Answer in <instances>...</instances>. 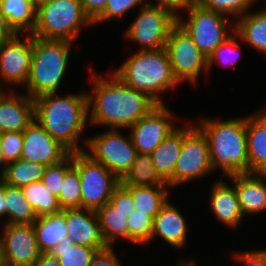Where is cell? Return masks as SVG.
Returning <instances> with one entry per match:
<instances>
[{
	"label": "cell",
	"instance_id": "obj_1",
	"mask_svg": "<svg viewBox=\"0 0 266 266\" xmlns=\"http://www.w3.org/2000/svg\"><path fill=\"white\" fill-rule=\"evenodd\" d=\"M88 94L89 123L111 129L129 128L158 104L147 94L130 88L113 72L110 78L92 76Z\"/></svg>",
	"mask_w": 266,
	"mask_h": 266
},
{
	"label": "cell",
	"instance_id": "obj_2",
	"mask_svg": "<svg viewBox=\"0 0 266 266\" xmlns=\"http://www.w3.org/2000/svg\"><path fill=\"white\" fill-rule=\"evenodd\" d=\"M56 95L48 93L34 99V120L70 153L84 151L78 141L89 121L88 94Z\"/></svg>",
	"mask_w": 266,
	"mask_h": 266
},
{
	"label": "cell",
	"instance_id": "obj_3",
	"mask_svg": "<svg viewBox=\"0 0 266 266\" xmlns=\"http://www.w3.org/2000/svg\"><path fill=\"white\" fill-rule=\"evenodd\" d=\"M199 120L195 125L208 140L213 169H222L227 177L248 173L246 117Z\"/></svg>",
	"mask_w": 266,
	"mask_h": 266
},
{
	"label": "cell",
	"instance_id": "obj_4",
	"mask_svg": "<svg viewBox=\"0 0 266 266\" xmlns=\"http://www.w3.org/2000/svg\"><path fill=\"white\" fill-rule=\"evenodd\" d=\"M113 73L127 86L147 94L157 104H165L160 100L161 93L180 84L173 74L165 48L139 50L128 57Z\"/></svg>",
	"mask_w": 266,
	"mask_h": 266
},
{
	"label": "cell",
	"instance_id": "obj_5",
	"mask_svg": "<svg viewBox=\"0 0 266 266\" xmlns=\"http://www.w3.org/2000/svg\"><path fill=\"white\" fill-rule=\"evenodd\" d=\"M72 42L33 36L32 58L26 93L35 99L57 93L65 76Z\"/></svg>",
	"mask_w": 266,
	"mask_h": 266
},
{
	"label": "cell",
	"instance_id": "obj_6",
	"mask_svg": "<svg viewBox=\"0 0 266 266\" xmlns=\"http://www.w3.org/2000/svg\"><path fill=\"white\" fill-rule=\"evenodd\" d=\"M84 25L94 26L80 0H48L37 7L36 24L31 35L74 43Z\"/></svg>",
	"mask_w": 266,
	"mask_h": 266
},
{
	"label": "cell",
	"instance_id": "obj_7",
	"mask_svg": "<svg viewBox=\"0 0 266 266\" xmlns=\"http://www.w3.org/2000/svg\"><path fill=\"white\" fill-rule=\"evenodd\" d=\"M189 17L185 21L178 14L177 23L188 33L201 53L208 59L212 52L234 32L229 17L200 6L194 0L184 9Z\"/></svg>",
	"mask_w": 266,
	"mask_h": 266
},
{
	"label": "cell",
	"instance_id": "obj_8",
	"mask_svg": "<svg viewBox=\"0 0 266 266\" xmlns=\"http://www.w3.org/2000/svg\"><path fill=\"white\" fill-rule=\"evenodd\" d=\"M129 25L125 37L139 43L138 51L165 48L171 29L177 24V14L159 5L146 4Z\"/></svg>",
	"mask_w": 266,
	"mask_h": 266
},
{
	"label": "cell",
	"instance_id": "obj_9",
	"mask_svg": "<svg viewBox=\"0 0 266 266\" xmlns=\"http://www.w3.org/2000/svg\"><path fill=\"white\" fill-rule=\"evenodd\" d=\"M73 165L80 176L81 208L96 211L109 202L120 180L85 151L73 152Z\"/></svg>",
	"mask_w": 266,
	"mask_h": 266
},
{
	"label": "cell",
	"instance_id": "obj_10",
	"mask_svg": "<svg viewBox=\"0 0 266 266\" xmlns=\"http://www.w3.org/2000/svg\"><path fill=\"white\" fill-rule=\"evenodd\" d=\"M84 150L93 160L102 163L119 180L130 169L137 155L131 137L123 135L119 129H109L85 140Z\"/></svg>",
	"mask_w": 266,
	"mask_h": 266
},
{
	"label": "cell",
	"instance_id": "obj_11",
	"mask_svg": "<svg viewBox=\"0 0 266 266\" xmlns=\"http://www.w3.org/2000/svg\"><path fill=\"white\" fill-rule=\"evenodd\" d=\"M213 170L205 134L197 125L184 126L182 151L174 168V186L200 179Z\"/></svg>",
	"mask_w": 266,
	"mask_h": 266
},
{
	"label": "cell",
	"instance_id": "obj_12",
	"mask_svg": "<svg viewBox=\"0 0 266 266\" xmlns=\"http://www.w3.org/2000/svg\"><path fill=\"white\" fill-rule=\"evenodd\" d=\"M165 49L173 74L179 83L188 81L195 84L200 71H208L207 58L178 23L171 29Z\"/></svg>",
	"mask_w": 266,
	"mask_h": 266
},
{
	"label": "cell",
	"instance_id": "obj_13",
	"mask_svg": "<svg viewBox=\"0 0 266 266\" xmlns=\"http://www.w3.org/2000/svg\"><path fill=\"white\" fill-rule=\"evenodd\" d=\"M166 104H158L148 114L129 127L137 153L151 154L177 126L174 114Z\"/></svg>",
	"mask_w": 266,
	"mask_h": 266
},
{
	"label": "cell",
	"instance_id": "obj_14",
	"mask_svg": "<svg viewBox=\"0 0 266 266\" xmlns=\"http://www.w3.org/2000/svg\"><path fill=\"white\" fill-rule=\"evenodd\" d=\"M1 266H33L40 251L33 224H4Z\"/></svg>",
	"mask_w": 266,
	"mask_h": 266
},
{
	"label": "cell",
	"instance_id": "obj_15",
	"mask_svg": "<svg viewBox=\"0 0 266 266\" xmlns=\"http://www.w3.org/2000/svg\"><path fill=\"white\" fill-rule=\"evenodd\" d=\"M16 34L0 47V79L4 84L26 85L31 67L33 35Z\"/></svg>",
	"mask_w": 266,
	"mask_h": 266
},
{
	"label": "cell",
	"instance_id": "obj_16",
	"mask_svg": "<svg viewBox=\"0 0 266 266\" xmlns=\"http://www.w3.org/2000/svg\"><path fill=\"white\" fill-rule=\"evenodd\" d=\"M24 144L21 158L46 166L60 163L70 152L52 138L45 129L33 120L23 131Z\"/></svg>",
	"mask_w": 266,
	"mask_h": 266
},
{
	"label": "cell",
	"instance_id": "obj_17",
	"mask_svg": "<svg viewBox=\"0 0 266 266\" xmlns=\"http://www.w3.org/2000/svg\"><path fill=\"white\" fill-rule=\"evenodd\" d=\"M8 92L0 90V134L23 132L35 119L34 99L14 89Z\"/></svg>",
	"mask_w": 266,
	"mask_h": 266
},
{
	"label": "cell",
	"instance_id": "obj_18",
	"mask_svg": "<svg viewBox=\"0 0 266 266\" xmlns=\"http://www.w3.org/2000/svg\"><path fill=\"white\" fill-rule=\"evenodd\" d=\"M68 236L76 245L89 246L97 251L107 248L96 211L85 208L65 209Z\"/></svg>",
	"mask_w": 266,
	"mask_h": 266
},
{
	"label": "cell",
	"instance_id": "obj_19",
	"mask_svg": "<svg viewBox=\"0 0 266 266\" xmlns=\"http://www.w3.org/2000/svg\"><path fill=\"white\" fill-rule=\"evenodd\" d=\"M228 177L234 182L244 216L266 211V173H243Z\"/></svg>",
	"mask_w": 266,
	"mask_h": 266
},
{
	"label": "cell",
	"instance_id": "obj_20",
	"mask_svg": "<svg viewBox=\"0 0 266 266\" xmlns=\"http://www.w3.org/2000/svg\"><path fill=\"white\" fill-rule=\"evenodd\" d=\"M213 184L209 199L210 209L217 220L225 226L237 228L245 216L241 210L236 189L221 180Z\"/></svg>",
	"mask_w": 266,
	"mask_h": 266
},
{
	"label": "cell",
	"instance_id": "obj_21",
	"mask_svg": "<svg viewBox=\"0 0 266 266\" xmlns=\"http://www.w3.org/2000/svg\"><path fill=\"white\" fill-rule=\"evenodd\" d=\"M169 200L154 218L151 240L161 237L175 248H183L187 240L188 227L185 217Z\"/></svg>",
	"mask_w": 266,
	"mask_h": 266
},
{
	"label": "cell",
	"instance_id": "obj_22",
	"mask_svg": "<svg viewBox=\"0 0 266 266\" xmlns=\"http://www.w3.org/2000/svg\"><path fill=\"white\" fill-rule=\"evenodd\" d=\"M248 173H266V110L246 116Z\"/></svg>",
	"mask_w": 266,
	"mask_h": 266
},
{
	"label": "cell",
	"instance_id": "obj_23",
	"mask_svg": "<svg viewBox=\"0 0 266 266\" xmlns=\"http://www.w3.org/2000/svg\"><path fill=\"white\" fill-rule=\"evenodd\" d=\"M183 145V128H176L161 144L150 154L156 172L160 178L174 187V168Z\"/></svg>",
	"mask_w": 266,
	"mask_h": 266
},
{
	"label": "cell",
	"instance_id": "obj_24",
	"mask_svg": "<svg viewBox=\"0 0 266 266\" xmlns=\"http://www.w3.org/2000/svg\"><path fill=\"white\" fill-rule=\"evenodd\" d=\"M100 231L108 247H113V242L119 239H127L136 244L128 232L127 218L130 211L117 210L110 202L96 210Z\"/></svg>",
	"mask_w": 266,
	"mask_h": 266
},
{
	"label": "cell",
	"instance_id": "obj_25",
	"mask_svg": "<svg viewBox=\"0 0 266 266\" xmlns=\"http://www.w3.org/2000/svg\"><path fill=\"white\" fill-rule=\"evenodd\" d=\"M33 227L39 251L50 253L57 244L68 236L65 209L56 214L37 217Z\"/></svg>",
	"mask_w": 266,
	"mask_h": 266
},
{
	"label": "cell",
	"instance_id": "obj_26",
	"mask_svg": "<svg viewBox=\"0 0 266 266\" xmlns=\"http://www.w3.org/2000/svg\"><path fill=\"white\" fill-rule=\"evenodd\" d=\"M234 24V32L241 38V42L266 54V10L247 12Z\"/></svg>",
	"mask_w": 266,
	"mask_h": 266
},
{
	"label": "cell",
	"instance_id": "obj_27",
	"mask_svg": "<svg viewBox=\"0 0 266 266\" xmlns=\"http://www.w3.org/2000/svg\"><path fill=\"white\" fill-rule=\"evenodd\" d=\"M0 11L17 34L32 33L37 6L30 0H0Z\"/></svg>",
	"mask_w": 266,
	"mask_h": 266
},
{
	"label": "cell",
	"instance_id": "obj_28",
	"mask_svg": "<svg viewBox=\"0 0 266 266\" xmlns=\"http://www.w3.org/2000/svg\"><path fill=\"white\" fill-rule=\"evenodd\" d=\"M132 194L135 210L153 219L167 203L169 186H125Z\"/></svg>",
	"mask_w": 266,
	"mask_h": 266
},
{
	"label": "cell",
	"instance_id": "obj_29",
	"mask_svg": "<svg viewBox=\"0 0 266 266\" xmlns=\"http://www.w3.org/2000/svg\"><path fill=\"white\" fill-rule=\"evenodd\" d=\"M122 186H169L156 172L150 154L137 153L134 163L120 179Z\"/></svg>",
	"mask_w": 266,
	"mask_h": 266
},
{
	"label": "cell",
	"instance_id": "obj_30",
	"mask_svg": "<svg viewBox=\"0 0 266 266\" xmlns=\"http://www.w3.org/2000/svg\"><path fill=\"white\" fill-rule=\"evenodd\" d=\"M45 168L44 163L30 162L20 158L8 163L0 178L9 186L21 188L41 181Z\"/></svg>",
	"mask_w": 266,
	"mask_h": 266
},
{
	"label": "cell",
	"instance_id": "obj_31",
	"mask_svg": "<svg viewBox=\"0 0 266 266\" xmlns=\"http://www.w3.org/2000/svg\"><path fill=\"white\" fill-rule=\"evenodd\" d=\"M5 201L6 216H9L5 224H33L37 219L21 188L12 187L5 183Z\"/></svg>",
	"mask_w": 266,
	"mask_h": 266
},
{
	"label": "cell",
	"instance_id": "obj_32",
	"mask_svg": "<svg viewBox=\"0 0 266 266\" xmlns=\"http://www.w3.org/2000/svg\"><path fill=\"white\" fill-rule=\"evenodd\" d=\"M97 252L95 248L74 244L72 239L66 236L50 254L59 260L61 266H89Z\"/></svg>",
	"mask_w": 266,
	"mask_h": 266
},
{
	"label": "cell",
	"instance_id": "obj_33",
	"mask_svg": "<svg viewBox=\"0 0 266 266\" xmlns=\"http://www.w3.org/2000/svg\"><path fill=\"white\" fill-rule=\"evenodd\" d=\"M23 195L37 217L56 214L62 211L57 197L51 194L41 181L21 187Z\"/></svg>",
	"mask_w": 266,
	"mask_h": 266
},
{
	"label": "cell",
	"instance_id": "obj_34",
	"mask_svg": "<svg viewBox=\"0 0 266 266\" xmlns=\"http://www.w3.org/2000/svg\"><path fill=\"white\" fill-rule=\"evenodd\" d=\"M57 199L62 210L81 208V182L79 171L74 165L66 171Z\"/></svg>",
	"mask_w": 266,
	"mask_h": 266
},
{
	"label": "cell",
	"instance_id": "obj_35",
	"mask_svg": "<svg viewBox=\"0 0 266 266\" xmlns=\"http://www.w3.org/2000/svg\"><path fill=\"white\" fill-rule=\"evenodd\" d=\"M200 6L209 10L228 15L232 19L246 14L256 0H194Z\"/></svg>",
	"mask_w": 266,
	"mask_h": 266
},
{
	"label": "cell",
	"instance_id": "obj_36",
	"mask_svg": "<svg viewBox=\"0 0 266 266\" xmlns=\"http://www.w3.org/2000/svg\"><path fill=\"white\" fill-rule=\"evenodd\" d=\"M73 165V153H70L60 163L46 166L41 183L55 197H59L61 185L66 171Z\"/></svg>",
	"mask_w": 266,
	"mask_h": 266
},
{
	"label": "cell",
	"instance_id": "obj_37",
	"mask_svg": "<svg viewBox=\"0 0 266 266\" xmlns=\"http://www.w3.org/2000/svg\"><path fill=\"white\" fill-rule=\"evenodd\" d=\"M154 219L145 213L133 211L127 218L128 232L137 244L151 242Z\"/></svg>",
	"mask_w": 266,
	"mask_h": 266
},
{
	"label": "cell",
	"instance_id": "obj_38",
	"mask_svg": "<svg viewBox=\"0 0 266 266\" xmlns=\"http://www.w3.org/2000/svg\"><path fill=\"white\" fill-rule=\"evenodd\" d=\"M231 36L226 39L221 45H219L207 59L208 71L211 70L212 65L218 60L219 63L224 65H234L238 61V52L240 51V45L238 40L241 38L233 32ZM229 63V64H228Z\"/></svg>",
	"mask_w": 266,
	"mask_h": 266
},
{
	"label": "cell",
	"instance_id": "obj_39",
	"mask_svg": "<svg viewBox=\"0 0 266 266\" xmlns=\"http://www.w3.org/2000/svg\"><path fill=\"white\" fill-rule=\"evenodd\" d=\"M143 2L144 0H108L104 11L93 21V24L97 25L111 19L122 18L125 13L139 6V4L142 7L148 4V2H144V4Z\"/></svg>",
	"mask_w": 266,
	"mask_h": 266
},
{
	"label": "cell",
	"instance_id": "obj_40",
	"mask_svg": "<svg viewBox=\"0 0 266 266\" xmlns=\"http://www.w3.org/2000/svg\"><path fill=\"white\" fill-rule=\"evenodd\" d=\"M23 144V132H5L0 134V147L6 164L21 158Z\"/></svg>",
	"mask_w": 266,
	"mask_h": 266
},
{
	"label": "cell",
	"instance_id": "obj_41",
	"mask_svg": "<svg viewBox=\"0 0 266 266\" xmlns=\"http://www.w3.org/2000/svg\"><path fill=\"white\" fill-rule=\"evenodd\" d=\"M117 210L130 211V214L135 211V205L131 192L119 184L113 191L109 201Z\"/></svg>",
	"mask_w": 266,
	"mask_h": 266
},
{
	"label": "cell",
	"instance_id": "obj_42",
	"mask_svg": "<svg viewBox=\"0 0 266 266\" xmlns=\"http://www.w3.org/2000/svg\"><path fill=\"white\" fill-rule=\"evenodd\" d=\"M89 266H122L113 247H107L98 251L92 258Z\"/></svg>",
	"mask_w": 266,
	"mask_h": 266
},
{
	"label": "cell",
	"instance_id": "obj_43",
	"mask_svg": "<svg viewBox=\"0 0 266 266\" xmlns=\"http://www.w3.org/2000/svg\"><path fill=\"white\" fill-rule=\"evenodd\" d=\"M233 258L245 263L243 266H266L265 259L261 256L257 249L241 253L238 252Z\"/></svg>",
	"mask_w": 266,
	"mask_h": 266
},
{
	"label": "cell",
	"instance_id": "obj_44",
	"mask_svg": "<svg viewBox=\"0 0 266 266\" xmlns=\"http://www.w3.org/2000/svg\"><path fill=\"white\" fill-rule=\"evenodd\" d=\"M84 12L94 21L103 11L108 0H80Z\"/></svg>",
	"mask_w": 266,
	"mask_h": 266
},
{
	"label": "cell",
	"instance_id": "obj_45",
	"mask_svg": "<svg viewBox=\"0 0 266 266\" xmlns=\"http://www.w3.org/2000/svg\"><path fill=\"white\" fill-rule=\"evenodd\" d=\"M155 2H148V4L159 5L167 7L174 11L177 15L180 10H184L193 0H154Z\"/></svg>",
	"mask_w": 266,
	"mask_h": 266
},
{
	"label": "cell",
	"instance_id": "obj_46",
	"mask_svg": "<svg viewBox=\"0 0 266 266\" xmlns=\"http://www.w3.org/2000/svg\"><path fill=\"white\" fill-rule=\"evenodd\" d=\"M17 33L8 24V20L0 11V47L11 38H13Z\"/></svg>",
	"mask_w": 266,
	"mask_h": 266
},
{
	"label": "cell",
	"instance_id": "obj_47",
	"mask_svg": "<svg viewBox=\"0 0 266 266\" xmlns=\"http://www.w3.org/2000/svg\"><path fill=\"white\" fill-rule=\"evenodd\" d=\"M33 266H61L59 260L50 253H40Z\"/></svg>",
	"mask_w": 266,
	"mask_h": 266
},
{
	"label": "cell",
	"instance_id": "obj_48",
	"mask_svg": "<svg viewBox=\"0 0 266 266\" xmlns=\"http://www.w3.org/2000/svg\"><path fill=\"white\" fill-rule=\"evenodd\" d=\"M5 182L0 178V218L6 215Z\"/></svg>",
	"mask_w": 266,
	"mask_h": 266
},
{
	"label": "cell",
	"instance_id": "obj_49",
	"mask_svg": "<svg viewBox=\"0 0 266 266\" xmlns=\"http://www.w3.org/2000/svg\"><path fill=\"white\" fill-rule=\"evenodd\" d=\"M195 259L192 260H182L181 262H179V264L177 266H196V262L194 261Z\"/></svg>",
	"mask_w": 266,
	"mask_h": 266
},
{
	"label": "cell",
	"instance_id": "obj_50",
	"mask_svg": "<svg viewBox=\"0 0 266 266\" xmlns=\"http://www.w3.org/2000/svg\"><path fill=\"white\" fill-rule=\"evenodd\" d=\"M6 165H7V164L4 162L2 149H1V147H0V167L2 166V169H1V172H0V177H1V175L3 174Z\"/></svg>",
	"mask_w": 266,
	"mask_h": 266
},
{
	"label": "cell",
	"instance_id": "obj_51",
	"mask_svg": "<svg viewBox=\"0 0 266 266\" xmlns=\"http://www.w3.org/2000/svg\"><path fill=\"white\" fill-rule=\"evenodd\" d=\"M34 5H36L37 7L45 2H47L48 0H30Z\"/></svg>",
	"mask_w": 266,
	"mask_h": 266
},
{
	"label": "cell",
	"instance_id": "obj_52",
	"mask_svg": "<svg viewBox=\"0 0 266 266\" xmlns=\"http://www.w3.org/2000/svg\"><path fill=\"white\" fill-rule=\"evenodd\" d=\"M257 251L261 254V256L265 259L266 262V249H259Z\"/></svg>",
	"mask_w": 266,
	"mask_h": 266
},
{
	"label": "cell",
	"instance_id": "obj_53",
	"mask_svg": "<svg viewBox=\"0 0 266 266\" xmlns=\"http://www.w3.org/2000/svg\"><path fill=\"white\" fill-rule=\"evenodd\" d=\"M0 266H1V245H0Z\"/></svg>",
	"mask_w": 266,
	"mask_h": 266
}]
</instances>
